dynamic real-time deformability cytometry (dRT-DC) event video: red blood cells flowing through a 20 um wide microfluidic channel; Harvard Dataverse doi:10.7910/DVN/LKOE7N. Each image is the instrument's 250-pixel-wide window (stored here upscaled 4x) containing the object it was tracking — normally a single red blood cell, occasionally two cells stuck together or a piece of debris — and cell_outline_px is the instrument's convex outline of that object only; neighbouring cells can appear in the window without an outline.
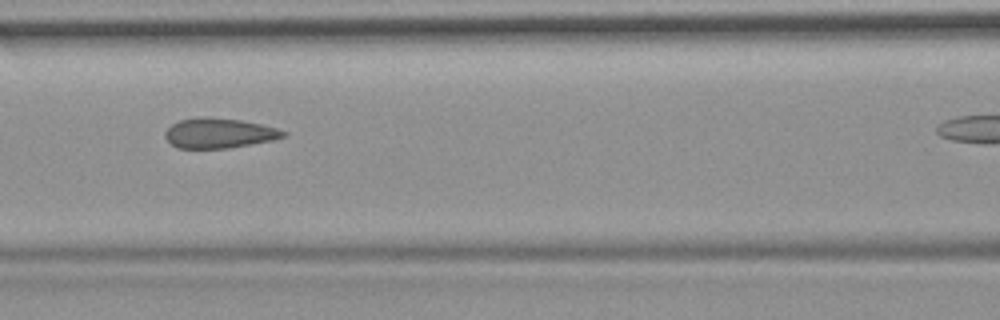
{"species": "common noctule bat (a hibernating species)", "species_latin": "Nyctalus noctula", "temperature_condition": "room temperature", "stored_images_in_passage": 10, "camera_frame_rate_fps": 3000, "um_per_image_px": 0.085, "animal": {"sex": "female", "body_mass_g": 19.9}, "frame": {"image": 1, "passage_image": 5, "time_ms": 1.333, "image_size_px": [1000, 320], "cell_outline_px": [[288, 136], [272, 140], [228, 148], [176, 148], [164, 136], [164, 132], [172, 124], [180, 120], [240, 120], [260, 124], [276, 128], [288, 132]], "centroid_in_image_um": [18.67, 11.37], "position_along_channel_um": 147.9, "area_um2": 19.71}}